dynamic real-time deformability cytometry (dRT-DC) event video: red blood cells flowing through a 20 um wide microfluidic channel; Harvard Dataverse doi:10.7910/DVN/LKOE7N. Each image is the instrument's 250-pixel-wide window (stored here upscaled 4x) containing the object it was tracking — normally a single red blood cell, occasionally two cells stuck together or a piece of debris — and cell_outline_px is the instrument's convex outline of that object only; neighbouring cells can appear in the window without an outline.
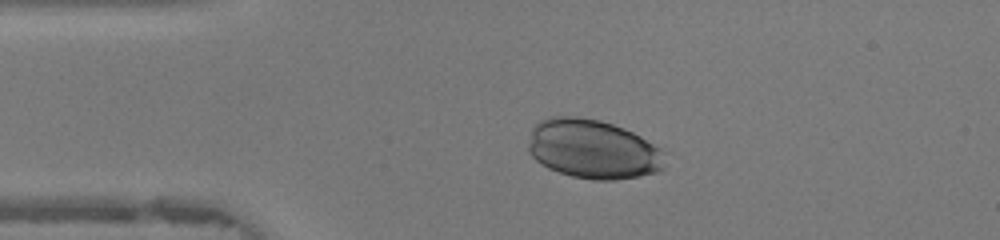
{"species": "human", "species_latin": "Homo sapiens", "temperature_condition": "warm", "stored_images_in_passage": 46, "camera_frame_rate_fps": 3000, "um_per_image_px": 0.085, "donor": {"sex": "female"}, "frame": {"image": 1, "passage_image": 10, "time_ms": 3.0, "image_size_px": [1000, 240], "cell_outline_px": [[668, 152], [664, 168], [656, 172], [640, 176], [612, 180], [592, 180], [572, 176], [548, 168], [536, 160], [528, 152], [528, 144], [532, 128], [540, 120], [548, 116], [576, 116], [600, 120], [624, 128], [640, 136]], "centroid_in_image_um": [50.43, 12.68], "position_along_channel_um": 34.6, "area_um2": 47.63}}
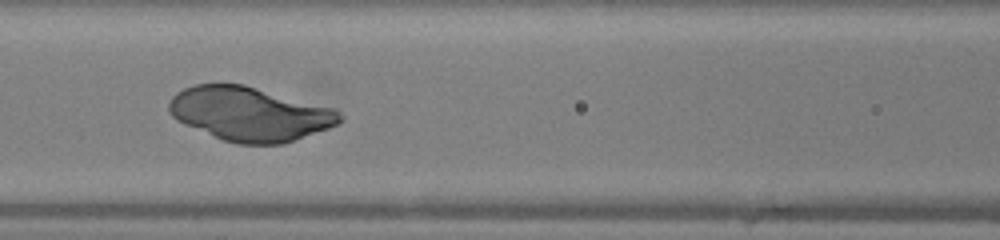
{"frame": {"image": 2, "passage_image": 20, "time_ms": 6.333, "image_size_px": [1000, 240], "cell_outline_px": [[344, 120], [328, 128], [284, 144], [236, 144], [224, 140], [184, 124], [176, 120], [168, 112], [168, 104], [172, 96], [176, 92], [184, 88], [196, 84], [244, 84], [336, 108], [344, 116]], "centroid_in_image_um": [21.25, 9.67], "position_along_channel_um": 145.4, "area_um2": 54.04}}
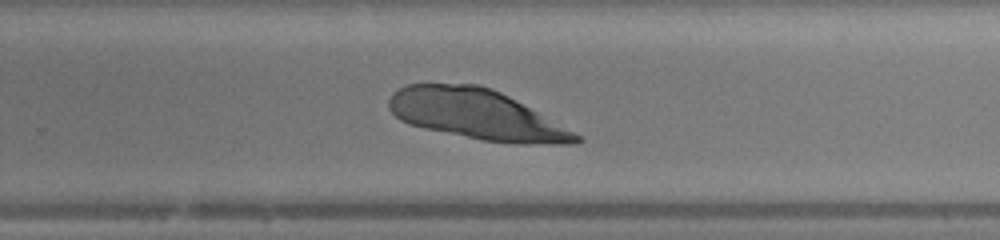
{"frame": {"image": 3, "passage_image": 30, "time_ms": 9.667, "image_size_px": [1000, 240], "cell_outline_px": [[584, 140], [576, 144], [516, 144], [484, 140], [424, 128], [408, 124], [400, 120], [388, 108], [388, 100], [392, 92], [408, 84], [476, 84], [492, 88], [508, 96], [580, 136]], "centroid_in_image_um": [40.46, 9.73], "position_along_channel_um": 289.3, "area_um2": 53.93}}